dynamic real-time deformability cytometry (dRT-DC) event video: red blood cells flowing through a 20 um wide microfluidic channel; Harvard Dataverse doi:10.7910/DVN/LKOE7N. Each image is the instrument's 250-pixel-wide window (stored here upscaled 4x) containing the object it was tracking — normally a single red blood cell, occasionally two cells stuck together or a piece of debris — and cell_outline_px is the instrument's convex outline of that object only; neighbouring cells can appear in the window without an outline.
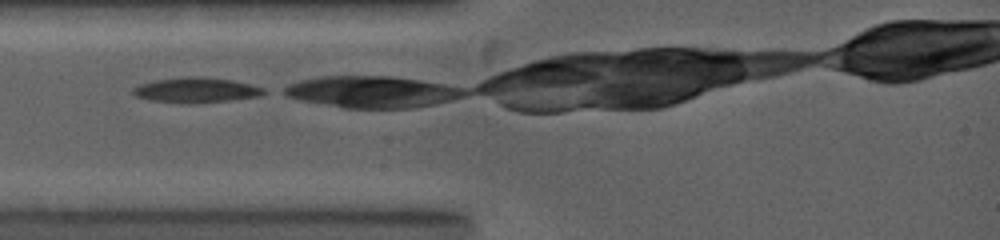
{"species": "common noctule bat (a hibernating species)", "species_latin": "Nyctalus noctula", "temperature_condition": "warm", "stored_images_in_passage": 20, "camera_frame_rate_fps": 5000, "um_per_image_px": 0.085, "animal": {"sex": "female", "body_mass_g": 19.0, "forearm_length_mm": 53.3}, "frame": {"image": 1, "passage_image": 1, "time_ms": 0.0, "image_size_px": [1000, 240], "cell_outline_px": [[268, 92], [260, 96], [228, 100], [188, 104], [180, 104], [148, 100], [136, 96], [132, 92], [132, 88], [140, 84], [156, 80], [184, 76], [196, 76], [232, 80], [264, 88]], "centroid_in_image_um": [16.63, 7.67], "position_along_channel_um": 68.4, "area_um2": 19.25}}